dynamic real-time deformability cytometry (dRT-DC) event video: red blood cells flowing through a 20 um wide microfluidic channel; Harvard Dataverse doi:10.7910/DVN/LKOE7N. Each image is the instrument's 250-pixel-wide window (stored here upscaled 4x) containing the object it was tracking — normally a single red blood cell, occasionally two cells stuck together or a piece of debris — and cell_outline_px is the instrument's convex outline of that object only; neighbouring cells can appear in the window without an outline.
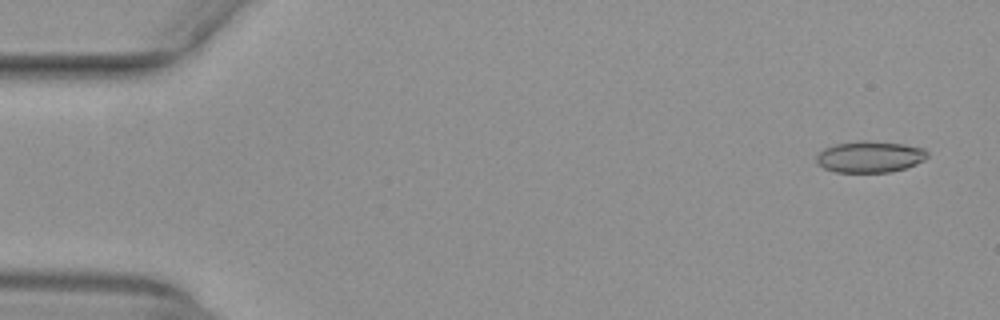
{"species": "common noctule bat (a hibernating species)", "species_latin": "Nyctalus noctula", "temperature_condition": "warm", "stored_images_in_passage": 53, "camera_frame_rate_fps": 3000, "um_per_image_px": 0.085, "animal": {"sex": "female", "body_mass_g": 29.2, "forearm_length_mm": 56.3}, "frame": {"image": 1, "passage_image": 3, "time_ms": 0.667, "image_size_px": [1000, 320], "cell_outline_px": [[928, 156], [924, 160], [916, 164], [892, 172], [836, 172], [824, 168], [816, 164], [816, 156], [824, 148], [836, 144], [860, 140], [864, 140], [904, 144], [924, 148], [928, 152]], "centroid_in_image_um": [73.93, 13.32], "position_along_channel_um": 11.1, "area_um2": 20.4}}
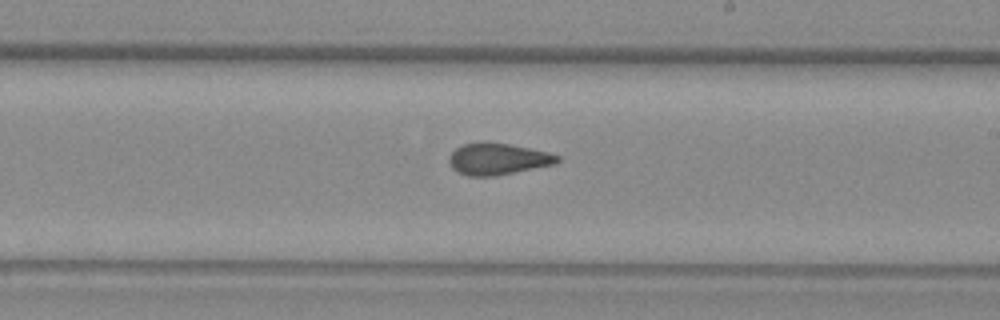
{"frame": {"image": 2, "passage_image": 31, "time_ms": 10.0, "image_size_px": [1000, 320], "cell_outline_px": [[560, 160], [556, 164], [496, 176], [468, 176], [452, 168], [448, 160], [448, 156], [456, 148], [464, 144], [484, 140], [508, 144], [548, 152], [560, 156]], "centroid_in_image_um": [42.31, 13.5], "position_along_channel_um": 246.7, "area_um2": 20.11}}
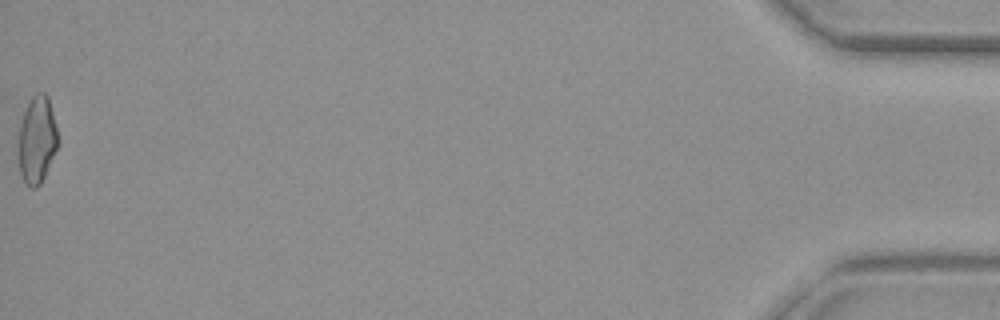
{"frame": {"image": 3, "passage_image": 53, "time_ms": 17.333, "image_size_px": [1000, 320], "cell_outline_px": [[60, 140], [44, 176], [40, 184], [36, 188], [32, 188], [20, 176], [16, 152], [16, 140], [24, 108], [32, 96], [36, 92], [44, 92], [48, 96]], "centroid_in_image_um": [3.09, 11.86], "position_along_channel_um": 432.1, "area_um2": 20.75}, "authors_computed_cell_mechanics": {"area_um2": 20.2878, "velocity_mm_per_s": 3.9745, "shape_relaxation_time_tau1_ms": null, "shape_relaxation_time_tau2_ms": 1.5507, "deformation_change_tau1": null, "deformation_change_tau2": 0.0942}}